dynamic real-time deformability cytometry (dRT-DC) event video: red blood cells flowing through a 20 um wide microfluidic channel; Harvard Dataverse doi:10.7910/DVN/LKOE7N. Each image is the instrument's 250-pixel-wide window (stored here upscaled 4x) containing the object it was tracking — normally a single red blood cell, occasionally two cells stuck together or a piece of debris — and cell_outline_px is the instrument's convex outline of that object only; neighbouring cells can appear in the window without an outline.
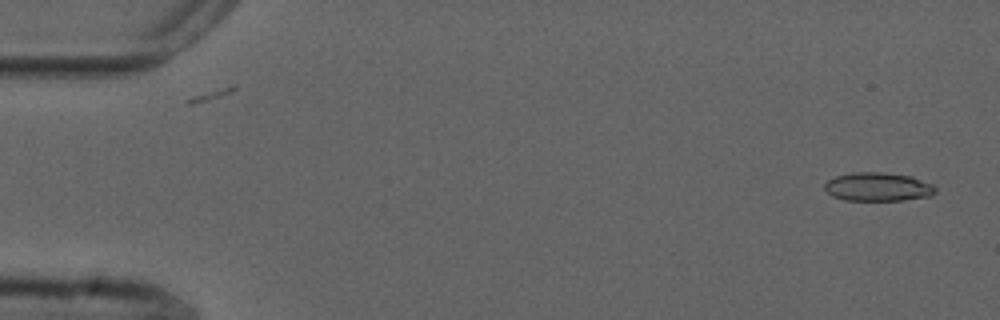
{"species": "common noctule bat (a hibernating species)", "species_latin": "Nyctalus noctula", "temperature_condition": "cold", "stored_images_in_passage": 54, "camera_frame_rate_fps": 3000, "um_per_image_px": 0.085, "animal": {"sex": "male", "forearm_length_mm": 52.5}, "frame": {"image": 1, "passage_image": 2, "time_ms": 0.333, "image_size_px": [1000, 320], "cell_outline_px": [[936, 192], [932, 196], [904, 200], [844, 200], [832, 196], [824, 188], [824, 184], [828, 180], [836, 176], [852, 172], [884, 172], [912, 176], [932, 184], [936, 188]], "centroid_in_image_um": [74.64, 15.88], "position_along_channel_um": 10.4, "area_um2": 18.61}}
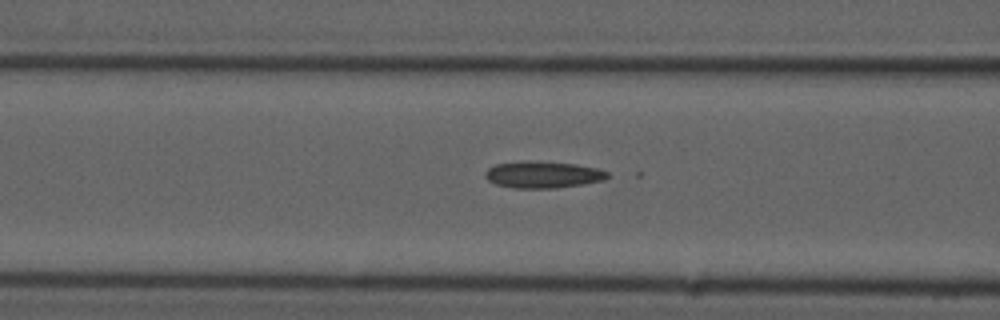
{"frame": {"image": 2, "passage_image": 21, "time_ms": 6.667, "image_size_px": [1000, 320], "cell_outline_px": [[608, 176], [604, 180], [584, 184], [556, 188], [512, 188], [496, 184], [488, 180], [484, 176], [484, 172], [488, 168], [496, 164], [524, 160], [528, 160], [576, 164], [596, 168], [608, 172]], "centroid_in_image_um": [46.12, 14.84], "position_along_channel_um": 120.5, "area_um2": 19.19}}
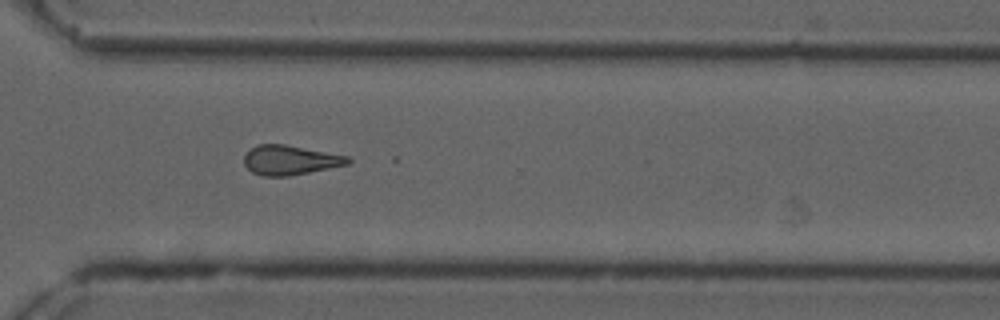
{"frame": {"image": 3, "passage_image": 39, "time_ms": 12.667, "image_size_px": [1000, 320], "cell_outline_px": [[352, 160], [348, 164], [288, 176], [264, 176], [252, 172], [244, 164], [244, 156], [256, 144], [284, 144], [348, 156]], "centroid_in_image_um": [24.64, 13.6], "position_along_channel_um": 346.0, "area_um2": 17.63}}